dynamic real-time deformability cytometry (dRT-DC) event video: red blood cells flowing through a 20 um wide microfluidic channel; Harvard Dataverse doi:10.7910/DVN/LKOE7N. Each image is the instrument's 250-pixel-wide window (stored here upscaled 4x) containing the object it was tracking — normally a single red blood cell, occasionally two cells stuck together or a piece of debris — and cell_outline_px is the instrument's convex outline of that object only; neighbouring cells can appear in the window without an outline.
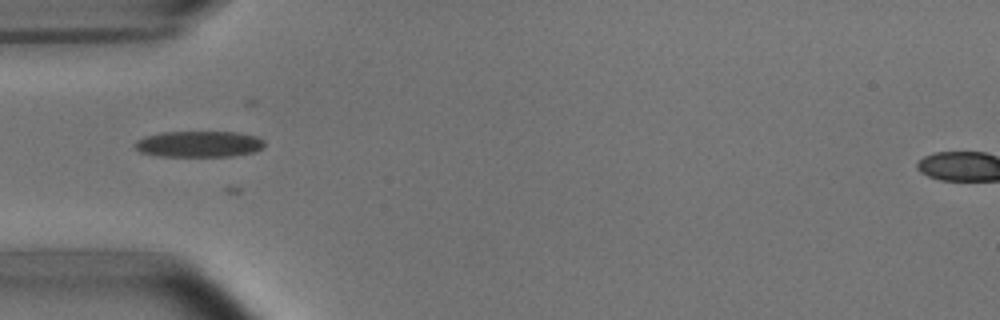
{"species": "common noctule bat (a hibernating species)", "species_latin": "Nyctalus noctula", "temperature_condition": "room temperature", "stored_images_in_passage": 28, "camera_frame_rate_fps": 3000, "um_per_image_px": 0.085, "animal": {"sex": "male", "body_mass_g": 15.6}, "frame": {"image": 1, "passage_image": 11, "time_ms": 3.333, "image_size_px": [1000, 320], "cell_outline_px": [[264, 144], [260, 148], [252, 152], [232, 156], [160, 156], [140, 152], [132, 144], [136, 140], [144, 136], [160, 132], [236, 132], [256, 136], [264, 140]], "centroid_in_image_um": [16.85, 12.24], "position_along_channel_um": 68.1, "area_um2": 19.71}}
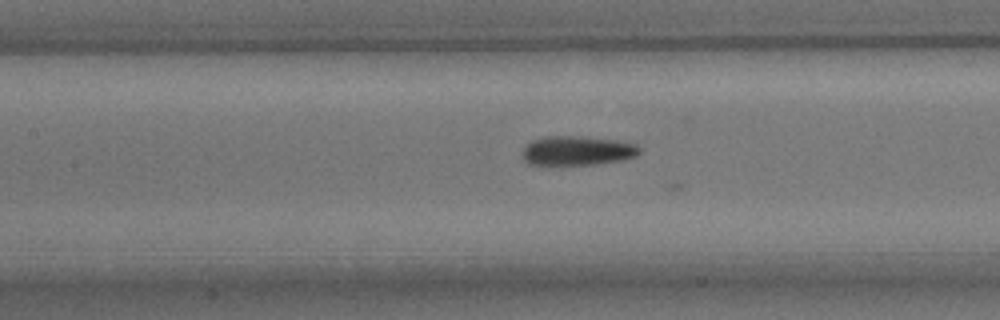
{"frame": {"image": 2, "passage_image": 18, "time_ms": 5.667, "image_size_px": [1000, 320], "cell_outline_px": [[640, 152], [636, 156], [620, 160], [596, 164], [528, 164], [524, 160], [524, 148], [532, 140], [544, 136], [580, 136], [616, 140], [636, 144], [640, 148]], "centroid_in_image_um": [49.09, 12.79], "position_along_channel_um": 158.3, "area_um2": 19.77}}
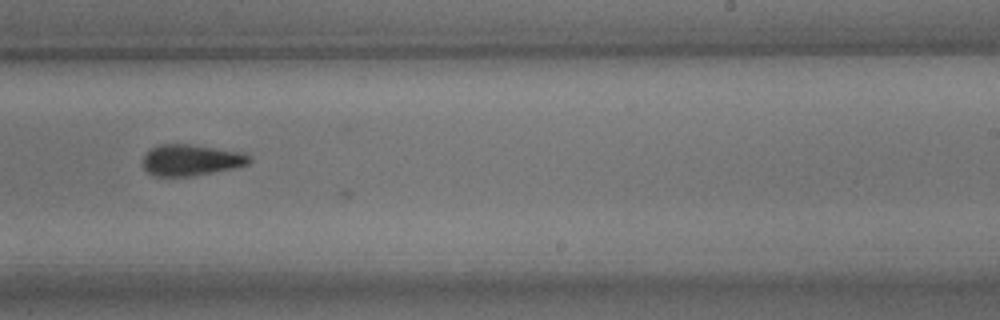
{"frame": {"image": 3, "passage_image": 27, "time_ms": 8.667, "image_size_px": [1000, 320], "cell_outline_px": [[252, 160], [248, 164], [232, 168], [192, 176], [152, 176], [144, 168], [144, 156], [152, 148], [160, 144], [188, 144], [240, 152], [252, 156]], "centroid_in_image_um": [16.24, 13.61], "position_along_channel_um": 272.8, "area_um2": 19.07}}